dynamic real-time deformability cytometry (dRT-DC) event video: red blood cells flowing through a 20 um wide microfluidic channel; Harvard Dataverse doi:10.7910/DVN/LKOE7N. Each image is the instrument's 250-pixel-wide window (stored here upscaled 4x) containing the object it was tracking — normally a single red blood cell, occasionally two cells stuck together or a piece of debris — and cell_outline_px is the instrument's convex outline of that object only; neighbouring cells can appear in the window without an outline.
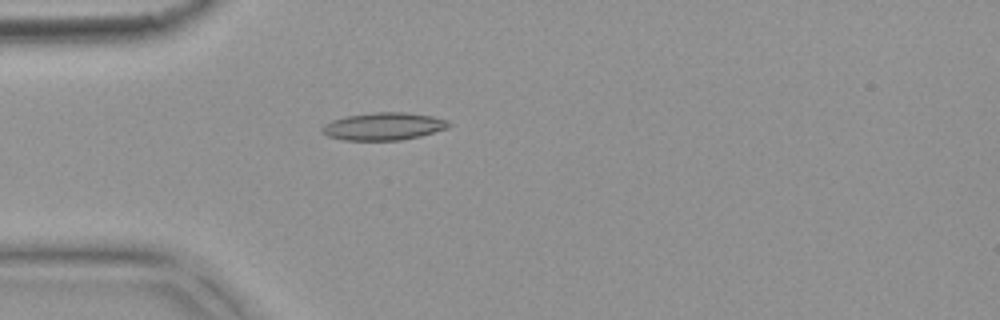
{"species": "common noctule bat (a hibernating species)", "species_latin": "Nyctalus noctula", "temperature_condition": "warm", "stored_images_in_passage": 5, "camera_frame_rate_fps": 3000, "um_per_image_px": 0.085, "animal": {"sex": "female", "body_mass_g": 18.4}, "frame": {"image": 1, "passage_image": 5, "time_ms": 1.333, "image_size_px": [1000, 320], "cell_outline_px": [[452, 124], [448, 128], [420, 136], [400, 140], [344, 140], [328, 136], [320, 128], [324, 124], [332, 120], [348, 116], [372, 112], [408, 112], [432, 116], [448, 120]], "centroid_in_image_um": [32.64, 10.73], "position_along_channel_um": 52.4, "area_um2": 20.35}}